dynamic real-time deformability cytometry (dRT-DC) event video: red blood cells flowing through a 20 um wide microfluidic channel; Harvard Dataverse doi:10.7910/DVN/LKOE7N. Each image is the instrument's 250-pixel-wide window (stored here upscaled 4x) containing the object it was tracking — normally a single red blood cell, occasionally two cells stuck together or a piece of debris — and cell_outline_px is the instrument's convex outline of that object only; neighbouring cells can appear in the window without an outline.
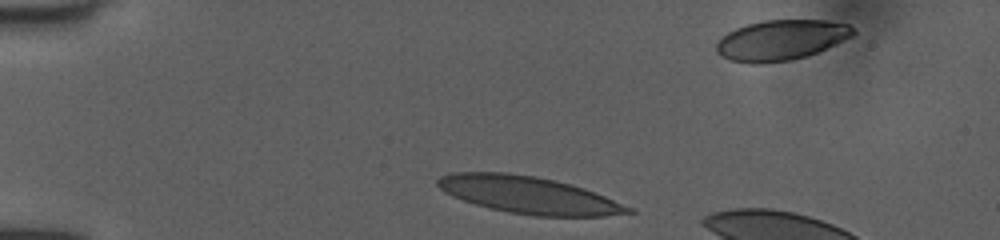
{"species": "human", "species_latin": "Homo sapiens", "temperature_condition": "room temperature", "stored_images_in_passage": 35, "camera_frame_rate_fps": 3000, "um_per_image_px": 0.085, "donor": {"sex": "female"}, "frame": {"image": 1, "passage_image": 3, "time_ms": 0.667, "image_size_px": [1000, 240], "cell_outline_px": [[636, 212], [604, 216], [536, 216], [508, 212], [476, 204], [452, 196], [444, 192], [436, 184], [436, 180], [440, 176], [452, 172], [508, 172], [536, 176], [556, 180], [584, 188], [636, 208]], "centroid_in_image_um": [44.96, 16.56], "position_along_channel_um": 40.0, "area_um2": 41.38}}
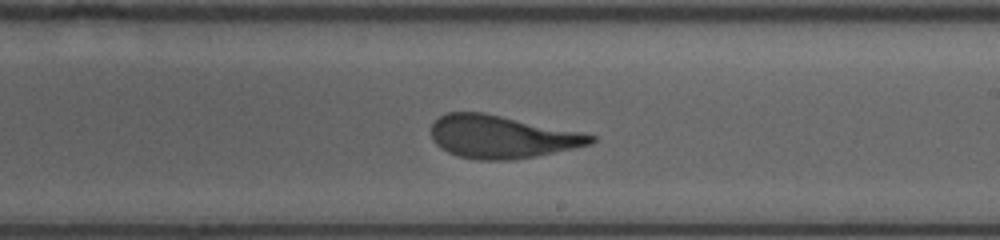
{"frame": {"image": 2, "passage_image": 22, "time_ms": 7.0, "image_size_px": [1000, 240], "cell_outline_px": [[596, 140], [592, 144], [536, 156], [512, 160], [480, 160], [460, 156], [448, 152], [440, 148], [432, 140], [432, 124], [440, 116], [448, 112], [484, 112], [580, 132], [596, 136]], "centroid_in_image_um": [42.63, 11.63], "position_along_channel_um": 246.4, "area_um2": 39.59}}
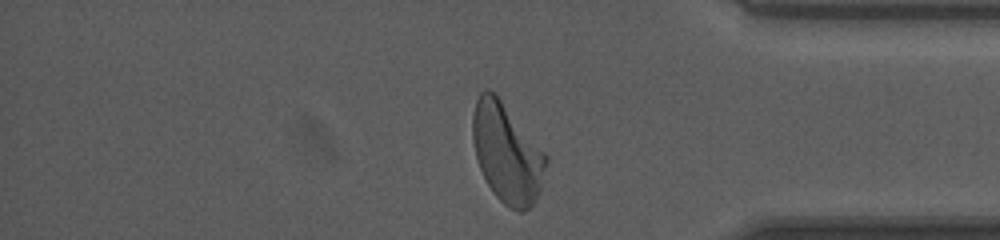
{"frame": {"image": 3, "passage_image": 34, "time_ms": 11.0, "image_size_px": [1000, 240], "cell_outline_px": [[548, 160], [540, 192], [532, 204], [524, 212], [516, 212], [508, 208], [492, 192], [480, 168], [476, 156], [472, 140], [472, 112], [476, 100], [480, 92], [484, 88], [488, 88], [496, 92], [548, 156]], "centroid_in_image_um": [43.08, 12.98], "position_along_channel_um": 392.1, "area_um2": 42.95}, "authors_computed_cell_mechanics": {"area_um2": 40.5756, "velocity_mm_per_s": 4.0078, "shape_relaxation_time_tau1_ms": 4.0867, "shape_relaxation_time_tau2_ms": 0.8233, "deformation_change_tau1": 0.2153, "deformation_change_tau2": 0.0974}}